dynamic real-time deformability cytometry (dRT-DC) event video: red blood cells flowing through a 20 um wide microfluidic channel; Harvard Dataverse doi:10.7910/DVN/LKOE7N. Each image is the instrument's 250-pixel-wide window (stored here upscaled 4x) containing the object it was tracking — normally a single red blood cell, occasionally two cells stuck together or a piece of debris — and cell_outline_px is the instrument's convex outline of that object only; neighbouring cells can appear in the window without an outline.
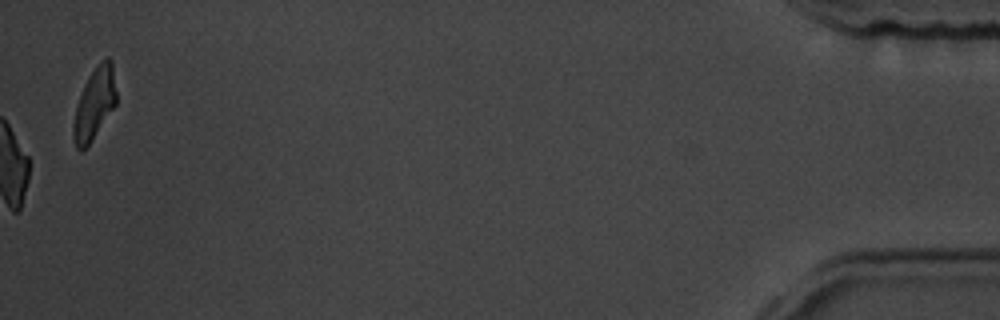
{"species": "common noctule bat (a hibernating species)", "species_latin": "Nyctalus noctula", "temperature_condition": "room temperature", "stored_images_in_passage": 41, "camera_frame_rate_fps": 3000, "um_per_image_px": 0.085, "animal": {"sex": "male", "body_mass_g": 19.5, "forearm_length_mm": 54.6}, "frame": {"image": 1, "passage_image": 41, "time_ms": 13.333, "image_size_px": [1000, 320], "cell_outline_px": [[116, 104], [92, 140], [80, 152], [76, 148], [72, 132], [72, 124], [76, 104], [84, 84], [88, 76], [96, 64], [100, 60], [108, 56], [112, 60], [116, 92]], "centroid_in_image_um": [8.01, 8.78], "position_along_channel_um": 427.2, "area_um2": 18.09}, "authors_computed_cell_mechanics": {"area_um2": 22.0218, "velocity_mm_per_s": 3.5843, "shape_relaxation_time_tau1_ms": null, "shape_relaxation_time_tau2_ms": 3.2507, "deformation_change_tau1": null, "deformation_change_tau2": 0.1376}}